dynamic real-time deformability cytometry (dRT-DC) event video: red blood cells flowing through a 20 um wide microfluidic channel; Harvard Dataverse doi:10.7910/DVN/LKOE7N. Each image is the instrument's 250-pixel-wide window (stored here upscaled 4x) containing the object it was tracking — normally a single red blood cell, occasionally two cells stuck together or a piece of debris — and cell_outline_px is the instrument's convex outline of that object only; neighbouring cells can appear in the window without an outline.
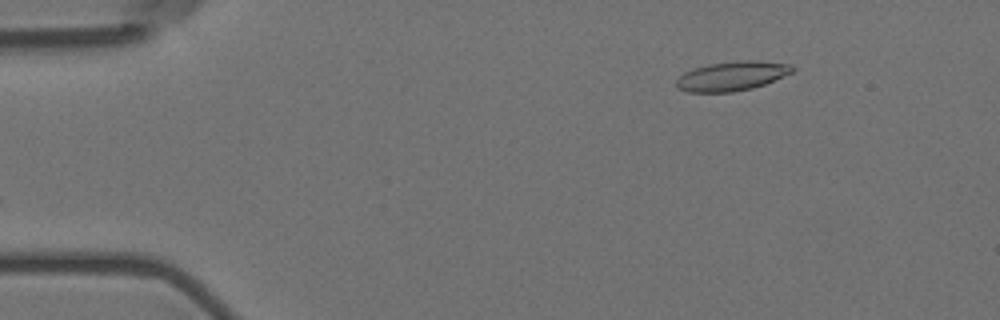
{"species": "Egyptian fruit bat (a non-hibernating species)", "species_latin": "Rousettus aegyptiacus", "temperature_condition": "room temperature", "stored_images_in_passage": 49, "camera_frame_rate_fps": 3000, "um_per_image_px": 0.085, "animal": {"sex": "female"}, "frame": {"image": 1, "passage_image": 1, "time_ms": 0.0, "image_size_px": [1000, 320], "cell_outline_px": [[796, 68], [792, 72], [764, 84], [752, 88], [732, 92], [688, 92], [676, 88], [676, 80], [684, 72], [692, 68], [708, 64], [744, 60], [756, 60], [792, 64]], "centroid_in_image_um": [62.19, 6.46], "position_along_channel_um": 22.8, "area_um2": 19.88}}
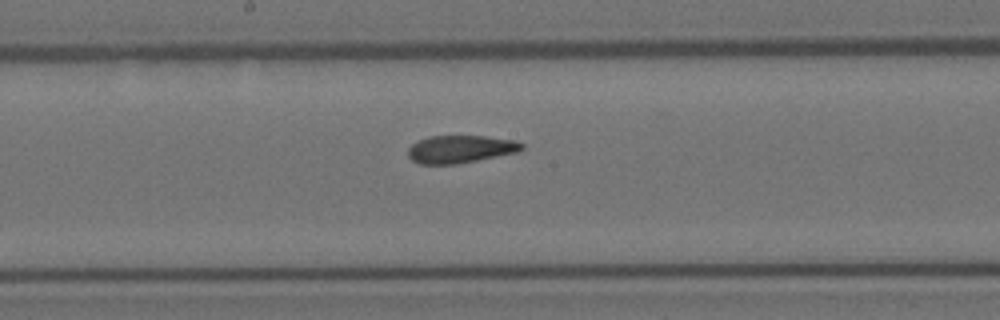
{"frame": {"image": 2, "passage_image": 23, "time_ms": 7.333, "image_size_px": [1000, 320], "cell_outline_px": [[524, 148], [516, 152], [456, 164], [420, 164], [412, 160], [408, 156], [408, 148], [412, 144], [428, 136], [484, 136], [512, 140], [524, 144]], "centroid_in_image_um": [39.09, 12.67], "position_along_channel_um": 209.1, "area_um2": 18.09}}
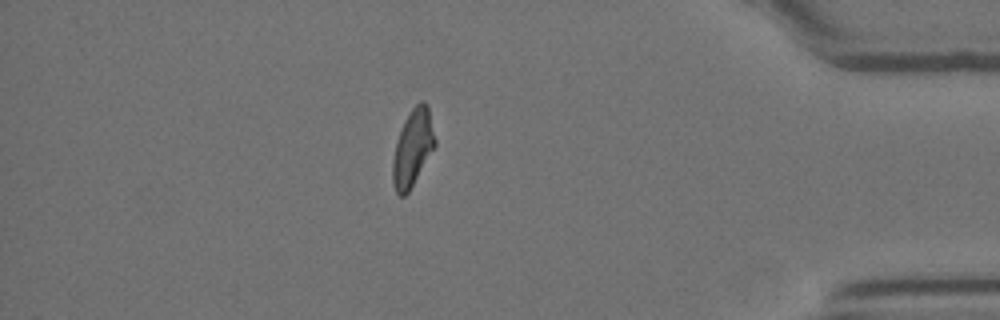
{"frame": {"image": 3, "passage_image": 42, "time_ms": 13.667, "image_size_px": [1000, 320], "cell_outline_px": [[436, 144], [408, 192], [404, 196], [400, 196], [396, 192], [392, 180], [392, 160], [396, 140], [404, 120], [412, 108], [420, 100], [424, 100], [428, 104], [436, 140]], "centroid_in_image_um": [35.07, 12.53], "position_along_channel_um": 400.1, "area_um2": 18.9}, "authors_computed_cell_mechanics": {"area_um2": 19.074, "velocity_mm_per_s": 3.6233, "shape_relaxation_time_tau1_ms": 8.6362, "shape_relaxation_time_tau2_ms": 2.4704, "deformation_change_tau1": 0.2236, "deformation_change_tau2": 0.1095}}